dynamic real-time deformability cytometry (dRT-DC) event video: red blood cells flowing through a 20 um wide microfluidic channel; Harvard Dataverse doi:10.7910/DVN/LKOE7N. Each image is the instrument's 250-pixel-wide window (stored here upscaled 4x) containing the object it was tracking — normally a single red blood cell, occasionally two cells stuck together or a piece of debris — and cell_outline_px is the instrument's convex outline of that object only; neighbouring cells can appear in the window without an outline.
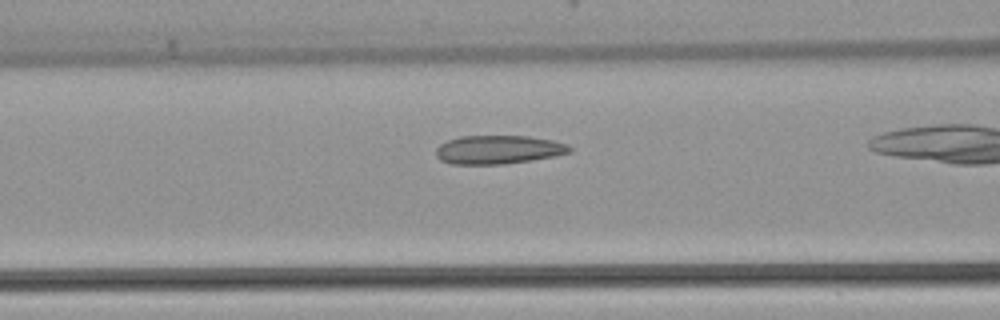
{"species": "common noctule bat (a hibernating species)", "species_latin": "Nyctalus noctula", "temperature_condition": "warm", "stored_images_in_passage": 32, "camera_frame_rate_fps": 3000, "um_per_image_px": 0.085, "animal": {"sex": "female", "body_mass_g": 22.7, "forearm_length_mm": 54.2}, "frame": {"image": 1, "passage_image": 13, "time_ms": 4.0, "image_size_px": [1000, 320], "cell_outline_px": [[572, 152], [556, 156], [532, 160], [504, 164], [452, 164], [440, 160], [436, 156], [436, 148], [440, 144], [448, 140], [460, 136], [528, 136], [552, 140], [568, 144], [572, 148]], "centroid_in_image_um": [42.38, 12.72], "position_along_channel_um": 124.2, "area_um2": 22.43}}
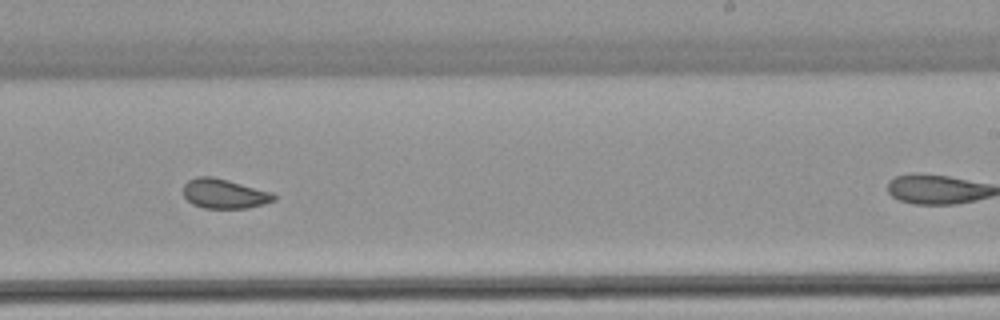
{"frame": {"image": 2, "passage_image": 23, "time_ms": 7.333, "image_size_px": [1000, 320], "cell_outline_px": [[276, 200], [264, 204], [248, 208], [204, 208], [192, 204], [184, 196], [184, 184], [188, 180], [196, 176], [212, 176], [228, 180], [272, 192], [276, 196]], "centroid_in_image_um": [19.07, 16.46], "position_along_channel_um": 269.9, "area_um2": 15.66}}
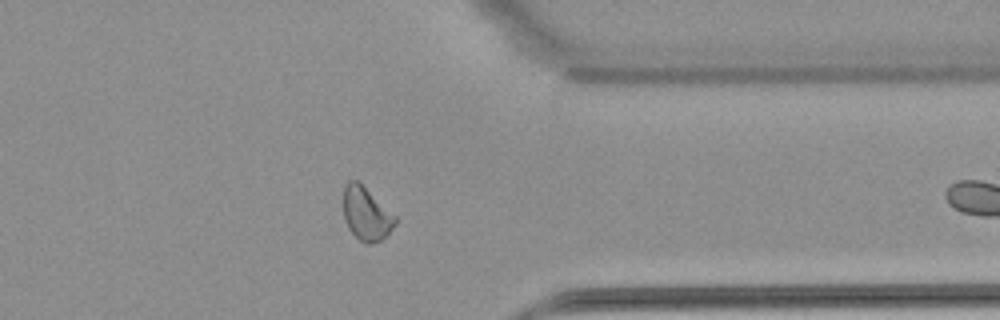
{"frame": {"image": 3, "passage_image": 31, "time_ms": 10.0, "image_size_px": [1000, 320], "cell_outline_px": [[396, 224], [380, 240], [372, 244], [364, 244], [348, 228], [344, 216], [344, 184], [348, 180], [360, 180], [396, 216]], "centroid_in_image_um": [31.13, 18.12], "position_along_channel_um": 380.3, "area_um2": 16.24}}